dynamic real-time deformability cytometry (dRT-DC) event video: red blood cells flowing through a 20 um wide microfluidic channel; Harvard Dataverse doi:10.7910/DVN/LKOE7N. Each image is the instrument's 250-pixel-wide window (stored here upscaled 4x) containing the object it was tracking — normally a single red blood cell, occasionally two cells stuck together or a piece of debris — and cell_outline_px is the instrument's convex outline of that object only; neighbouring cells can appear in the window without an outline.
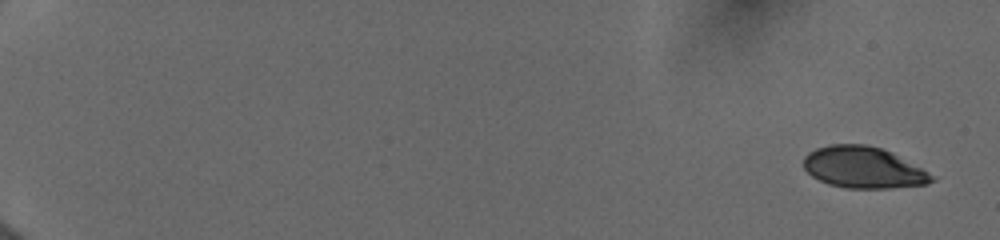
{"species": "human", "species_latin": "Homo sapiens", "temperature_condition": "cold", "stored_images_in_passage": 8, "camera_frame_rate_fps": 3000, "um_per_image_px": 0.085, "donor": {"sex": "female"}, "frame": {"image": 1, "passage_image": 1, "time_ms": 0.0, "image_size_px": [1000, 240], "cell_outline_px": [[936, 180], [928, 184], [892, 188], [844, 188], [828, 184], [812, 176], [804, 168], [804, 156], [808, 152], [816, 148], [828, 144], [864, 144], [880, 148], [892, 152], [936, 176]], "centroid_in_image_um": [73.4, 14.24], "position_along_channel_um": 11.6, "area_um2": 31.1}}
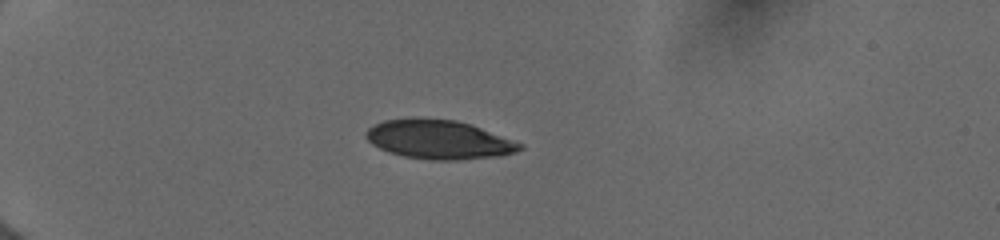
{"frame": {"image": 2, "passage_image": 6, "time_ms": 5.0, "image_size_px": [1000, 240], "cell_outline_px": [[524, 148], [516, 152], [500, 156], [460, 160], [428, 160], [404, 156], [388, 152], [372, 144], [364, 136], [368, 128], [384, 120], [416, 116], [456, 120], [480, 128], [524, 144]], "centroid_in_image_um": [37.28, 11.85], "position_along_channel_um": 47.7, "area_um2": 35.26}}
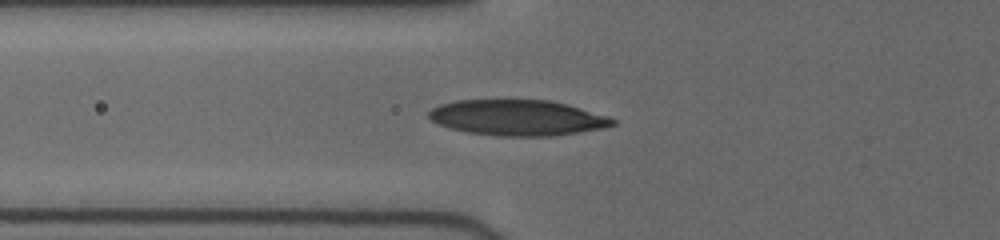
{"frame": {"image": 3, "passage_image": 8, "time_ms": 7.0, "image_size_px": [1000, 240], "cell_outline_px": [[616, 124], [604, 128], [556, 136], [496, 136], [464, 132], [448, 128], [432, 120], [428, 116], [428, 112], [432, 108], [440, 104], [456, 100], [552, 100], [568, 104], [608, 116], [616, 120]], "centroid_in_image_um": [44.0, 10.01], "position_along_channel_um": 81.8, "area_um2": 38.55}}